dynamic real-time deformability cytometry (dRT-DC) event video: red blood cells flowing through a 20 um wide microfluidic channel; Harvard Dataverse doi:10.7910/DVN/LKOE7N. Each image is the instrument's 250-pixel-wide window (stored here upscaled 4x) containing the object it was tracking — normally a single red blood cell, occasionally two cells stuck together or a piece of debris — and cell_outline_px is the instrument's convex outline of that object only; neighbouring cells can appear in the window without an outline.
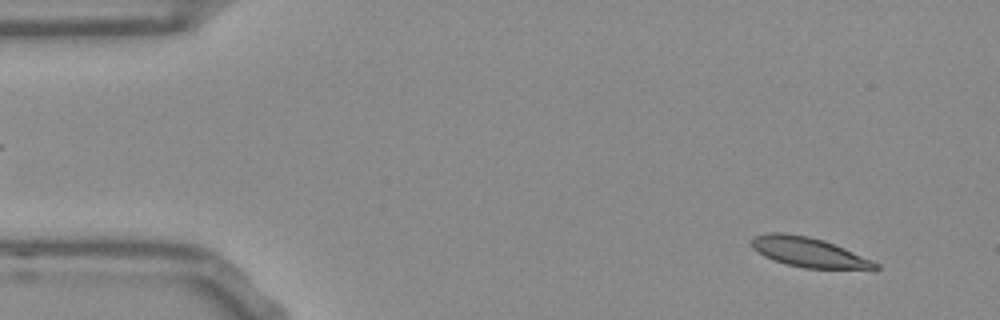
{"species": "Egyptian fruit bat (a non-hibernating species)", "species_latin": "Rousettus aegyptiacus", "temperature_condition": "room temperature", "stored_images_in_passage": 53, "camera_frame_rate_fps": 3000, "um_per_image_px": 0.085, "frame": {"image": 1, "passage_image": 4, "time_ms": 1.0, "image_size_px": [1000, 320], "cell_outline_px": [[880, 268], [804, 268], [788, 264], [764, 256], [752, 248], [748, 244], [752, 236], [764, 232], [784, 232], [808, 236], [824, 240], [844, 248], [872, 260], [880, 264]], "centroid_in_image_um": [68.64, 21.4], "position_along_channel_um": 16.4, "area_um2": 21.33}}
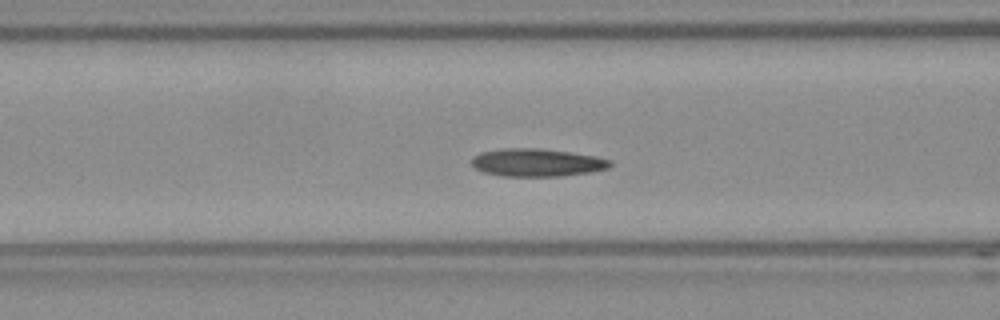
{"frame": {"image": 2, "passage_image": 20, "time_ms": 6.333, "image_size_px": [1000, 320], "cell_outline_px": [[612, 164], [608, 168], [592, 172], [560, 176], [504, 176], [484, 172], [476, 168], [472, 164], [472, 156], [480, 152], [504, 148], [540, 148], [596, 156], [612, 160]], "centroid_in_image_um": [45.65, 13.81], "position_along_channel_um": 120.9, "area_um2": 22.48}}
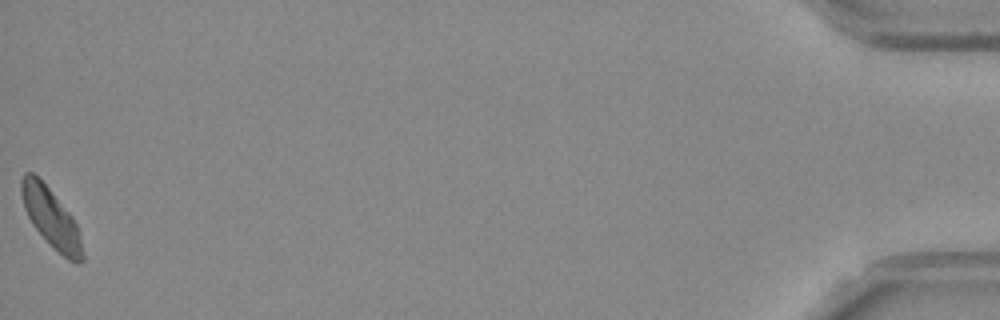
{"frame": {"image": 3, "passage_image": 53, "time_ms": 17.333, "image_size_px": [1000, 320], "cell_outline_px": [[84, 260], [76, 264], [68, 260], [32, 224], [24, 208], [20, 192], [20, 180], [24, 172], [32, 172], [48, 188], [72, 216], [76, 224], [80, 236], [84, 256]], "centroid_in_image_um": [4.33, 18.5], "position_along_channel_um": 430.9, "area_um2": 20.52}}